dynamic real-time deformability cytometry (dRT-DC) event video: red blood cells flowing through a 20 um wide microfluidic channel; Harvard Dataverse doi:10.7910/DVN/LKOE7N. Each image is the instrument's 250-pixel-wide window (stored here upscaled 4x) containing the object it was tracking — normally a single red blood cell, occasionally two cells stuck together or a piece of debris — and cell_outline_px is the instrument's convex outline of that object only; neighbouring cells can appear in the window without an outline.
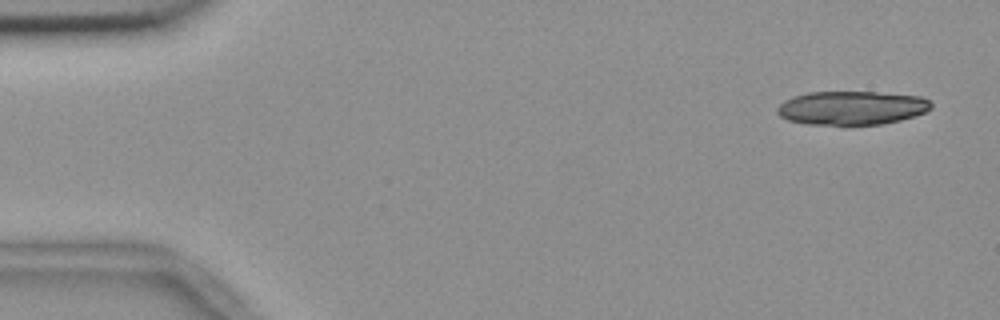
{"species": "common noctule bat (a hibernating species)", "species_latin": "Nyctalus noctula", "temperature_condition": "room temperature", "stored_images_in_passage": 6, "camera_frame_rate_fps": 3000, "um_per_image_px": 0.085, "animal": {"sex": "female", "body_mass_g": 18.4}, "frame": {"image": 1, "passage_image": 1, "time_ms": 0.0, "image_size_px": [1000, 320], "cell_outline_px": [[932, 108], [924, 112], [900, 120], [880, 124], [808, 124], [788, 120], [780, 116], [776, 112], [776, 108], [784, 100], [792, 96], [808, 92], [876, 92], [924, 96], [932, 104]], "centroid_in_image_um": [72.38, 9.15], "position_along_channel_um": 12.6, "area_um2": 30.23}}